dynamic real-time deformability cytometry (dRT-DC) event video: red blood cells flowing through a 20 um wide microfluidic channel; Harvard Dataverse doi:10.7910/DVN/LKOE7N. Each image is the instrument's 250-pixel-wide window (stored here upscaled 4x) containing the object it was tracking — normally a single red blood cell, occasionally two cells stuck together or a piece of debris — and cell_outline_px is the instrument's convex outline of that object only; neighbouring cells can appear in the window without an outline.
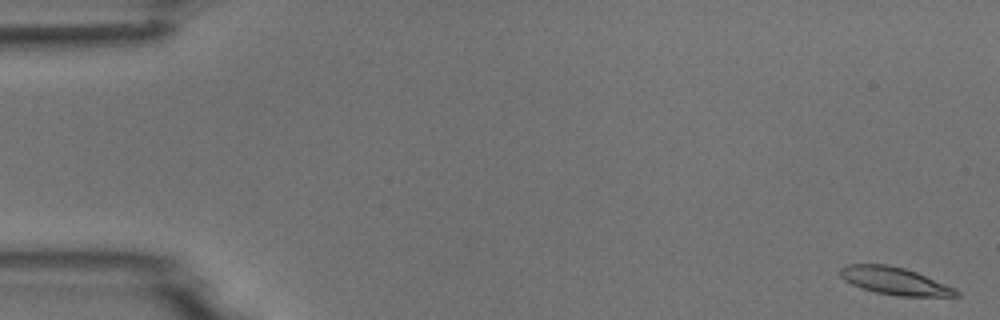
{"species": "common noctule bat (a hibernating species)", "species_latin": "Nyctalus noctula", "temperature_condition": "room temperature", "stored_images_in_passage": 5, "camera_frame_rate_fps": 3000, "um_per_image_px": 0.085, "animal": {"sex": "male", "body_mass_g": 18.8}, "frame": {"image": 1, "passage_image": 1, "time_ms": 0.0, "image_size_px": [1000, 320], "cell_outline_px": [[960, 296], [900, 296], [876, 292], [860, 288], [844, 280], [840, 276], [840, 268], [848, 264], [888, 264], [904, 268], [916, 272], [956, 288], [960, 292]], "centroid_in_image_um": [76.05, 23.88], "position_along_channel_um": 8.9, "area_um2": 18.55}}
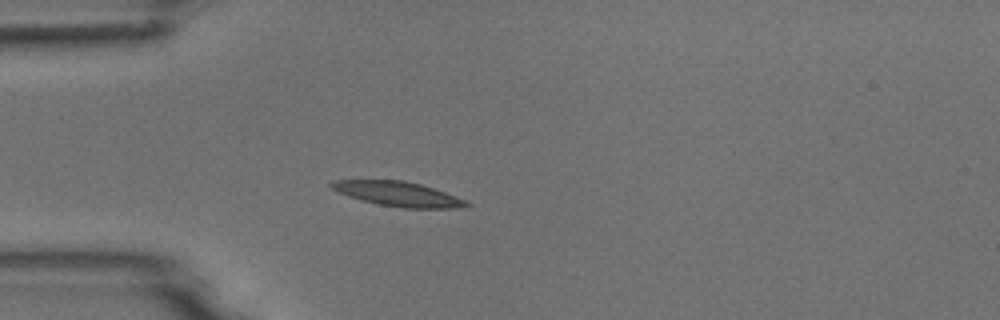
{"frame": {"image": 2, "passage_image": 5, "time_ms": 1.333, "image_size_px": [1000, 320], "cell_outline_px": [[472, 204], [456, 208], [404, 208], [380, 204], [360, 200], [348, 196], [332, 188], [328, 184], [332, 180], [404, 180], [420, 184], [444, 192], [464, 200]], "centroid_in_image_um": [33.79, 16.48], "position_along_channel_um": 51.2, "area_um2": 19.07}}